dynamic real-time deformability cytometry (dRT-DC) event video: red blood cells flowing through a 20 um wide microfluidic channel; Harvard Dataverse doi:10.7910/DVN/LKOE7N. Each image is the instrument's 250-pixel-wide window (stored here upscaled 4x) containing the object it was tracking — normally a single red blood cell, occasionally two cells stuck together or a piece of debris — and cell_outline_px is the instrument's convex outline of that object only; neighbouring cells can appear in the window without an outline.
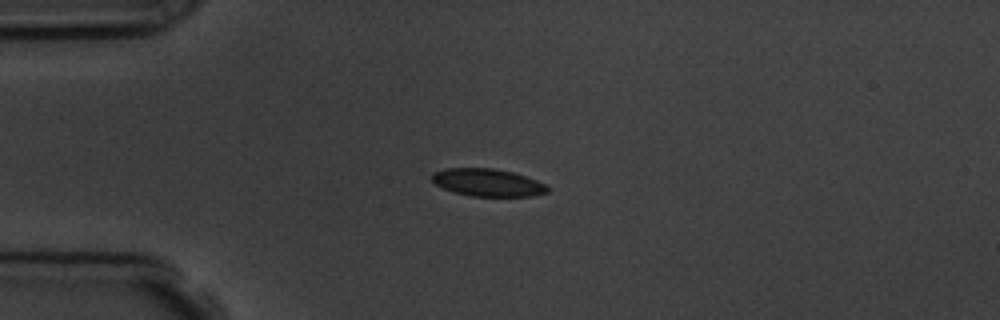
{"species": "common noctule bat (a hibernating species)", "species_latin": "Nyctalus noctula", "temperature_condition": "room temperature", "stored_images_in_passage": 3, "camera_frame_rate_fps": 3000, "um_per_image_px": 0.085, "animal": {"sex": "male", "body_mass_g": 19.5, "forearm_length_mm": 54.6}, "frame": {"image": 1, "passage_image": 1, "time_ms": 0.0, "image_size_px": [1000, 320], "cell_outline_px": [[548, 192], [532, 196], [472, 196], [456, 192], [444, 188], [436, 184], [432, 180], [432, 172], [444, 168], [492, 168], [512, 172], [536, 180], [544, 184], [548, 188]], "centroid_in_image_um": [41.43, 15.51], "position_along_channel_um": 43.6, "area_um2": 18.32}}